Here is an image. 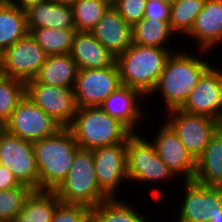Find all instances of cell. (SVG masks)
Here are the masks:
<instances>
[{"label":"cell","instance_id":"6da1fadb","mask_svg":"<svg viewBox=\"0 0 222 222\" xmlns=\"http://www.w3.org/2000/svg\"><path fill=\"white\" fill-rule=\"evenodd\" d=\"M184 52V53H183ZM189 51H176L166 60L155 88L147 96L161 94L166 111L181 108L202 75L213 65Z\"/></svg>","mask_w":222,"mask_h":222},{"label":"cell","instance_id":"7a4b0ae2","mask_svg":"<svg viewBox=\"0 0 222 222\" xmlns=\"http://www.w3.org/2000/svg\"><path fill=\"white\" fill-rule=\"evenodd\" d=\"M38 167L39 190L55 191L66 179L75 153L80 148L68 127L54 135L33 142Z\"/></svg>","mask_w":222,"mask_h":222},{"label":"cell","instance_id":"3957f363","mask_svg":"<svg viewBox=\"0 0 222 222\" xmlns=\"http://www.w3.org/2000/svg\"><path fill=\"white\" fill-rule=\"evenodd\" d=\"M171 48L132 43L116 58L121 84L139 90L146 98L155 88Z\"/></svg>","mask_w":222,"mask_h":222},{"label":"cell","instance_id":"277c9868","mask_svg":"<svg viewBox=\"0 0 222 222\" xmlns=\"http://www.w3.org/2000/svg\"><path fill=\"white\" fill-rule=\"evenodd\" d=\"M68 128L77 145L88 150L123 143L132 134L100 107L78 108Z\"/></svg>","mask_w":222,"mask_h":222},{"label":"cell","instance_id":"5b68a950","mask_svg":"<svg viewBox=\"0 0 222 222\" xmlns=\"http://www.w3.org/2000/svg\"><path fill=\"white\" fill-rule=\"evenodd\" d=\"M62 203L91 208L110 199L99 187L92 150L79 148L66 179L55 190Z\"/></svg>","mask_w":222,"mask_h":222},{"label":"cell","instance_id":"8992f818","mask_svg":"<svg viewBox=\"0 0 222 222\" xmlns=\"http://www.w3.org/2000/svg\"><path fill=\"white\" fill-rule=\"evenodd\" d=\"M132 133L126 139L127 178L131 181L148 184L175 180L174 173L161 160L154 145L143 134ZM171 178V179H170ZM170 179V180H169ZM158 181V182H157Z\"/></svg>","mask_w":222,"mask_h":222},{"label":"cell","instance_id":"52a82bcc","mask_svg":"<svg viewBox=\"0 0 222 222\" xmlns=\"http://www.w3.org/2000/svg\"><path fill=\"white\" fill-rule=\"evenodd\" d=\"M165 121L177 134L187 151L196 160L208 142L222 127V123L204 115L191 114L179 109L166 112Z\"/></svg>","mask_w":222,"mask_h":222},{"label":"cell","instance_id":"ba28073f","mask_svg":"<svg viewBox=\"0 0 222 222\" xmlns=\"http://www.w3.org/2000/svg\"><path fill=\"white\" fill-rule=\"evenodd\" d=\"M0 163L16 179L33 190H39L38 167L33 142L23 140L5 129H0Z\"/></svg>","mask_w":222,"mask_h":222},{"label":"cell","instance_id":"9c48e42d","mask_svg":"<svg viewBox=\"0 0 222 222\" xmlns=\"http://www.w3.org/2000/svg\"><path fill=\"white\" fill-rule=\"evenodd\" d=\"M2 128L23 140L35 142L54 135L61 126L25 95Z\"/></svg>","mask_w":222,"mask_h":222},{"label":"cell","instance_id":"30bf717a","mask_svg":"<svg viewBox=\"0 0 222 222\" xmlns=\"http://www.w3.org/2000/svg\"><path fill=\"white\" fill-rule=\"evenodd\" d=\"M25 95L61 127H69L78 110L73 88L51 86L36 82L25 83Z\"/></svg>","mask_w":222,"mask_h":222},{"label":"cell","instance_id":"8fae6325","mask_svg":"<svg viewBox=\"0 0 222 222\" xmlns=\"http://www.w3.org/2000/svg\"><path fill=\"white\" fill-rule=\"evenodd\" d=\"M121 85L116 61L107 68L79 70L73 87L78 108L99 107Z\"/></svg>","mask_w":222,"mask_h":222},{"label":"cell","instance_id":"7c38bea8","mask_svg":"<svg viewBox=\"0 0 222 222\" xmlns=\"http://www.w3.org/2000/svg\"><path fill=\"white\" fill-rule=\"evenodd\" d=\"M185 193L175 222H206L209 217L222 216V187L184 181Z\"/></svg>","mask_w":222,"mask_h":222},{"label":"cell","instance_id":"4fadbf2b","mask_svg":"<svg viewBox=\"0 0 222 222\" xmlns=\"http://www.w3.org/2000/svg\"><path fill=\"white\" fill-rule=\"evenodd\" d=\"M95 176L100 189L110 198H119L117 190L128 181L126 163V140L111 146L92 150Z\"/></svg>","mask_w":222,"mask_h":222},{"label":"cell","instance_id":"5bb4252c","mask_svg":"<svg viewBox=\"0 0 222 222\" xmlns=\"http://www.w3.org/2000/svg\"><path fill=\"white\" fill-rule=\"evenodd\" d=\"M47 54L31 34L16 41L3 51L5 76L27 82L36 77L45 63Z\"/></svg>","mask_w":222,"mask_h":222},{"label":"cell","instance_id":"9a60e30c","mask_svg":"<svg viewBox=\"0 0 222 222\" xmlns=\"http://www.w3.org/2000/svg\"><path fill=\"white\" fill-rule=\"evenodd\" d=\"M191 113L208 116L222 123V71L213 65L202 75L190 96L180 108Z\"/></svg>","mask_w":222,"mask_h":222},{"label":"cell","instance_id":"2e32d148","mask_svg":"<svg viewBox=\"0 0 222 222\" xmlns=\"http://www.w3.org/2000/svg\"><path fill=\"white\" fill-rule=\"evenodd\" d=\"M162 125L151 143L161 160L176 177L180 175V177L184 176L185 181H192L195 175L196 160L187 151L173 129L166 122Z\"/></svg>","mask_w":222,"mask_h":222},{"label":"cell","instance_id":"e0dca14e","mask_svg":"<svg viewBox=\"0 0 222 222\" xmlns=\"http://www.w3.org/2000/svg\"><path fill=\"white\" fill-rule=\"evenodd\" d=\"M142 98L145 100L146 97L139 90L121 85L99 107L122 123L131 133H139L136 127L140 126L141 120L146 117L139 103Z\"/></svg>","mask_w":222,"mask_h":222},{"label":"cell","instance_id":"ac0fdd59","mask_svg":"<svg viewBox=\"0 0 222 222\" xmlns=\"http://www.w3.org/2000/svg\"><path fill=\"white\" fill-rule=\"evenodd\" d=\"M187 36L196 39L199 56L222 44V0H206Z\"/></svg>","mask_w":222,"mask_h":222},{"label":"cell","instance_id":"d6986e66","mask_svg":"<svg viewBox=\"0 0 222 222\" xmlns=\"http://www.w3.org/2000/svg\"><path fill=\"white\" fill-rule=\"evenodd\" d=\"M90 32L115 58L133 43L132 26L114 7L107 10Z\"/></svg>","mask_w":222,"mask_h":222},{"label":"cell","instance_id":"ffe728a7","mask_svg":"<svg viewBox=\"0 0 222 222\" xmlns=\"http://www.w3.org/2000/svg\"><path fill=\"white\" fill-rule=\"evenodd\" d=\"M70 54L79 70L107 68L116 61L93 34L87 31H76Z\"/></svg>","mask_w":222,"mask_h":222},{"label":"cell","instance_id":"44dd1931","mask_svg":"<svg viewBox=\"0 0 222 222\" xmlns=\"http://www.w3.org/2000/svg\"><path fill=\"white\" fill-rule=\"evenodd\" d=\"M26 21L29 34L39 28L75 29L71 6L55 3L52 0L27 9Z\"/></svg>","mask_w":222,"mask_h":222},{"label":"cell","instance_id":"7402d4cb","mask_svg":"<svg viewBox=\"0 0 222 222\" xmlns=\"http://www.w3.org/2000/svg\"><path fill=\"white\" fill-rule=\"evenodd\" d=\"M193 180L202 185L222 187V127L196 159Z\"/></svg>","mask_w":222,"mask_h":222},{"label":"cell","instance_id":"603a6c76","mask_svg":"<svg viewBox=\"0 0 222 222\" xmlns=\"http://www.w3.org/2000/svg\"><path fill=\"white\" fill-rule=\"evenodd\" d=\"M79 68L71 54L47 55L34 80L38 83L73 88Z\"/></svg>","mask_w":222,"mask_h":222},{"label":"cell","instance_id":"cb8c5ba5","mask_svg":"<svg viewBox=\"0 0 222 222\" xmlns=\"http://www.w3.org/2000/svg\"><path fill=\"white\" fill-rule=\"evenodd\" d=\"M27 34L26 11L9 0H2L0 2V50H6Z\"/></svg>","mask_w":222,"mask_h":222},{"label":"cell","instance_id":"d4e9b609","mask_svg":"<svg viewBox=\"0 0 222 222\" xmlns=\"http://www.w3.org/2000/svg\"><path fill=\"white\" fill-rule=\"evenodd\" d=\"M60 202L55 191L33 190L14 222H51Z\"/></svg>","mask_w":222,"mask_h":222},{"label":"cell","instance_id":"484cf974","mask_svg":"<svg viewBox=\"0 0 222 222\" xmlns=\"http://www.w3.org/2000/svg\"><path fill=\"white\" fill-rule=\"evenodd\" d=\"M119 199H108L91 208L89 222H149L146 215L137 212L132 203Z\"/></svg>","mask_w":222,"mask_h":222},{"label":"cell","instance_id":"4316f807","mask_svg":"<svg viewBox=\"0 0 222 222\" xmlns=\"http://www.w3.org/2000/svg\"><path fill=\"white\" fill-rule=\"evenodd\" d=\"M174 34L169 21L142 19L132 26V41L142 46L169 48Z\"/></svg>","mask_w":222,"mask_h":222},{"label":"cell","instance_id":"83f0119b","mask_svg":"<svg viewBox=\"0 0 222 222\" xmlns=\"http://www.w3.org/2000/svg\"><path fill=\"white\" fill-rule=\"evenodd\" d=\"M75 33V29L39 28L30 34L47 55H56L71 52Z\"/></svg>","mask_w":222,"mask_h":222},{"label":"cell","instance_id":"f1b7e54d","mask_svg":"<svg viewBox=\"0 0 222 222\" xmlns=\"http://www.w3.org/2000/svg\"><path fill=\"white\" fill-rule=\"evenodd\" d=\"M205 2L206 0H175L170 3L171 29L175 33L186 35L192 28L197 15L203 10Z\"/></svg>","mask_w":222,"mask_h":222},{"label":"cell","instance_id":"f546056e","mask_svg":"<svg viewBox=\"0 0 222 222\" xmlns=\"http://www.w3.org/2000/svg\"><path fill=\"white\" fill-rule=\"evenodd\" d=\"M71 8L75 30L90 32L110 6L102 0H78Z\"/></svg>","mask_w":222,"mask_h":222},{"label":"cell","instance_id":"4dcf8cb0","mask_svg":"<svg viewBox=\"0 0 222 222\" xmlns=\"http://www.w3.org/2000/svg\"><path fill=\"white\" fill-rule=\"evenodd\" d=\"M25 96V82L8 76L0 77V125L10 118Z\"/></svg>","mask_w":222,"mask_h":222},{"label":"cell","instance_id":"1f68e13d","mask_svg":"<svg viewBox=\"0 0 222 222\" xmlns=\"http://www.w3.org/2000/svg\"><path fill=\"white\" fill-rule=\"evenodd\" d=\"M32 191L30 186L24 184L0 190V221L14 222Z\"/></svg>","mask_w":222,"mask_h":222},{"label":"cell","instance_id":"d6a6232c","mask_svg":"<svg viewBox=\"0 0 222 222\" xmlns=\"http://www.w3.org/2000/svg\"><path fill=\"white\" fill-rule=\"evenodd\" d=\"M90 208L79 204L60 202L51 222H89Z\"/></svg>","mask_w":222,"mask_h":222},{"label":"cell","instance_id":"836d02e7","mask_svg":"<svg viewBox=\"0 0 222 222\" xmlns=\"http://www.w3.org/2000/svg\"><path fill=\"white\" fill-rule=\"evenodd\" d=\"M146 0H118L113 6L131 26L144 18Z\"/></svg>","mask_w":222,"mask_h":222},{"label":"cell","instance_id":"e575fe53","mask_svg":"<svg viewBox=\"0 0 222 222\" xmlns=\"http://www.w3.org/2000/svg\"><path fill=\"white\" fill-rule=\"evenodd\" d=\"M144 12L145 20L169 21L170 3L162 0H146Z\"/></svg>","mask_w":222,"mask_h":222},{"label":"cell","instance_id":"d590c367","mask_svg":"<svg viewBox=\"0 0 222 222\" xmlns=\"http://www.w3.org/2000/svg\"><path fill=\"white\" fill-rule=\"evenodd\" d=\"M21 185L14 174L0 163V190L13 189Z\"/></svg>","mask_w":222,"mask_h":222},{"label":"cell","instance_id":"8d00e7d4","mask_svg":"<svg viewBox=\"0 0 222 222\" xmlns=\"http://www.w3.org/2000/svg\"><path fill=\"white\" fill-rule=\"evenodd\" d=\"M9 1L12 2L18 8H20L21 10L26 11L31 6L37 5L47 0H9Z\"/></svg>","mask_w":222,"mask_h":222},{"label":"cell","instance_id":"74e56055","mask_svg":"<svg viewBox=\"0 0 222 222\" xmlns=\"http://www.w3.org/2000/svg\"><path fill=\"white\" fill-rule=\"evenodd\" d=\"M52 1L55 3L62 4V5L72 6L78 0H52Z\"/></svg>","mask_w":222,"mask_h":222},{"label":"cell","instance_id":"f35d334b","mask_svg":"<svg viewBox=\"0 0 222 222\" xmlns=\"http://www.w3.org/2000/svg\"><path fill=\"white\" fill-rule=\"evenodd\" d=\"M5 76L4 67H3V51L0 50V77Z\"/></svg>","mask_w":222,"mask_h":222},{"label":"cell","instance_id":"ab89813d","mask_svg":"<svg viewBox=\"0 0 222 222\" xmlns=\"http://www.w3.org/2000/svg\"><path fill=\"white\" fill-rule=\"evenodd\" d=\"M206 222H222V216L209 217Z\"/></svg>","mask_w":222,"mask_h":222},{"label":"cell","instance_id":"60d3db41","mask_svg":"<svg viewBox=\"0 0 222 222\" xmlns=\"http://www.w3.org/2000/svg\"><path fill=\"white\" fill-rule=\"evenodd\" d=\"M107 3L110 7H113L118 0H102Z\"/></svg>","mask_w":222,"mask_h":222},{"label":"cell","instance_id":"b9f144b4","mask_svg":"<svg viewBox=\"0 0 222 222\" xmlns=\"http://www.w3.org/2000/svg\"><path fill=\"white\" fill-rule=\"evenodd\" d=\"M162 1H165V2H168V3H172V2H174L175 0H162Z\"/></svg>","mask_w":222,"mask_h":222}]
</instances>
